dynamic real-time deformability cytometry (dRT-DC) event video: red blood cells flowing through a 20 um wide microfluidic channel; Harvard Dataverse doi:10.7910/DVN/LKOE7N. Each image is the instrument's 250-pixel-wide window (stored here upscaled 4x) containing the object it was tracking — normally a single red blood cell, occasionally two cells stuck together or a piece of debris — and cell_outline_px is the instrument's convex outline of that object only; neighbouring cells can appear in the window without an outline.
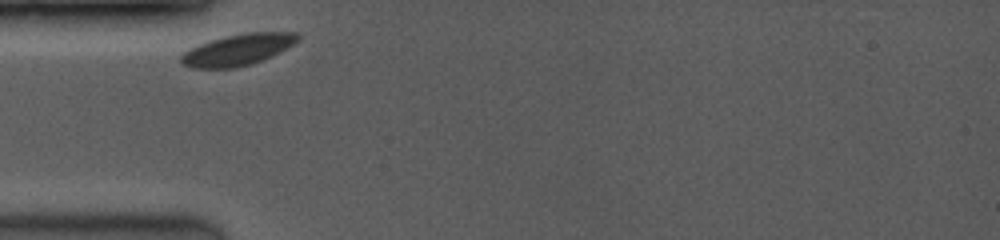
{"species": "common noctule bat (a hibernating species)", "species_latin": "Nyctalus noctula", "temperature_condition": "room temperature", "stored_images_in_passage": 33, "camera_frame_rate_fps": 3500, "um_per_image_px": 0.085, "animal": {"sex": "female", "body_mass_g": 19.0, "forearm_length_mm": 53.3}, "frame": {"image": 1, "passage_image": 1, "time_ms": 0.0, "image_size_px": [1000, 240], "cell_outline_px": [[300, 36], [292, 44], [272, 56], [264, 60], [252, 64], [232, 68], [192, 68], [180, 64], [180, 56], [184, 52], [200, 44], [224, 36], [244, 32], [300, 32]], "centroid_in_image_um": [20.2, 4.23], "position_along_channel_um": 64.8, "area_um2": 21.27}}
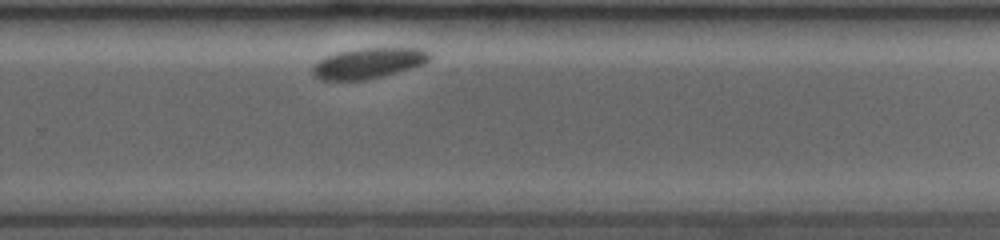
{"frame": {"image": 2, "passage_image": 24, "time_ms": 6.571, "image_size_px": [1000, 240], "cell_outline_px": [[432, 56], [424, 64], [412, 68], [384, 76], [368, 80], [320, 80], [312, 76], [312, 68], [320, 60], [328, 56], [340, 52], [356, 48], [420, 48], [432, 52]], "centroid_in_image_um": [31.35, 5.38], "position_along_channel_um": 298.4, "area_um2": 20.98}}
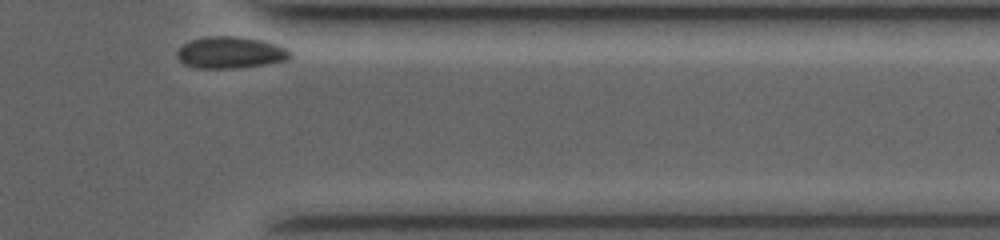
{"frame": {"image": 3, "passage_image": 33, "time_ms": 9.143, "image_size_px": [1000, 240], "cell_outline_px": [[292, 56], [288, 60], [264, 64], [232, 68], [196, 68], [184, 64], [176, 56], [176, 52], [184, 44], [192, 40], [204, 36], [236, 36], [260, 40], [276, 44], [292, 52]], "centroid_in_image_um": [19.57, 4.46], "position_along_channel_um": 391.8, "area_um2": 20.75}, "authors_computed_cell_mechanics": {"area_um2": 21.5594, "velocity_mm_per_s": 3.5694, "shape_relaxation_time_tau1_ms": 1.8558, "shape_relaxation_time_tau2_ms": null, "deformation_change_tau1": 0.0795, "deformation_change_tau2": null}}